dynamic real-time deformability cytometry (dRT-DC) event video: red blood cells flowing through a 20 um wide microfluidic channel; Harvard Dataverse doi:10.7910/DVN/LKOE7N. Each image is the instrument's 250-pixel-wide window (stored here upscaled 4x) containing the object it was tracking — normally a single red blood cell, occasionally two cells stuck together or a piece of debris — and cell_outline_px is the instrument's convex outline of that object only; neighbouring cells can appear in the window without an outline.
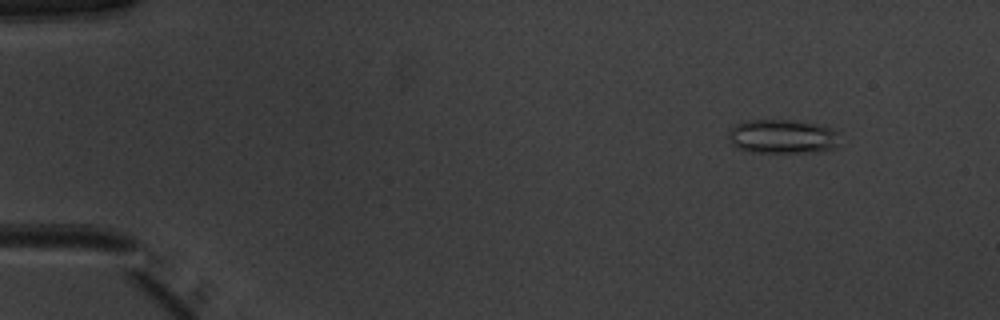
{"species": "common noctule bat (a hibernating species)", "species_latin": "Nyctalus noctula", "temperature_condition": "warm", "stored_images_in_passage": 12, "camera_frame_rate_fps": 3000, "um_per_image_px": 0.085, "animal": {"sex": "male", "body_mass_g": 20.1, "forearm_length_mm": 53.5}, "frame": {"image": 1, "passage_image": 6, "time_ms": 1.667, "image_size_px": [1000, 320], "cell_outline_px": [[836, 132], [832, 148], [816, 152], [752, 152], [736, 148], [732, 144], [728, 136], [728, 132], [736, 124], [748, 120], [792, 120], [816, 124], [832, 128]], "centroid_in_image_um": [66.41, 11.6], "position_along_channel_um": 18.6, "area_um2": 21.68}}